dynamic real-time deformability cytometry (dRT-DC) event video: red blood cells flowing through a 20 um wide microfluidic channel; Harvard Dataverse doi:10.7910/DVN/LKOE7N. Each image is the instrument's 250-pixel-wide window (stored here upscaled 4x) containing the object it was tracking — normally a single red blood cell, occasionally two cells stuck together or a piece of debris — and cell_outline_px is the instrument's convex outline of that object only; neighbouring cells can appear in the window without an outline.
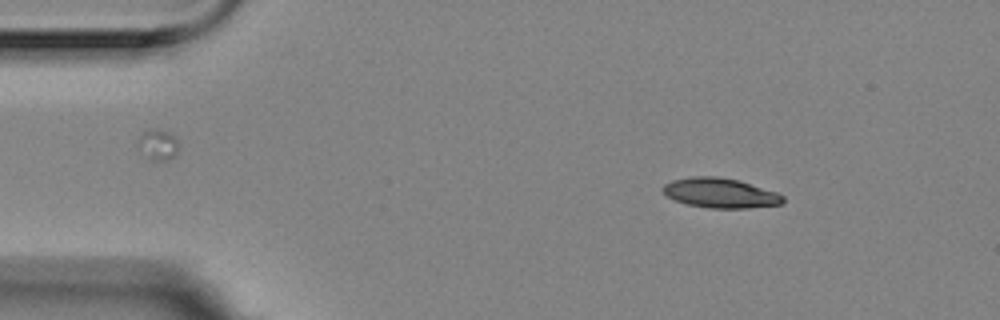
{"species": "Egyptian fruit bat (a non-hibernating species)", "species_latin": "Rousettus aegyptiacus", "temperature_condition": "room temperature", "stored_images_in_passage": 4, "camera_frame_rate_fps": 3000, "um_per_image_px": 0.085, "animal": {"sex": "female"}, "frame": {"image": 1, "passage_image": 2, "time_ms": 0.333, "image_size_px": [1000, 320], "cell_outline_px": [[784, 200], [780, 204], [748, 208], [708, 208], [688, 204], [676, 200], [668, 196], [660, 188], [664, 184], [672, 180], [692, 176], [716, 176], [740, 180], [776, 192], [784, 196]], "centroid_in_image_um": [61.21, 16.39], "position_along_channel_um": 23.8, "area_um2": 20.81}}